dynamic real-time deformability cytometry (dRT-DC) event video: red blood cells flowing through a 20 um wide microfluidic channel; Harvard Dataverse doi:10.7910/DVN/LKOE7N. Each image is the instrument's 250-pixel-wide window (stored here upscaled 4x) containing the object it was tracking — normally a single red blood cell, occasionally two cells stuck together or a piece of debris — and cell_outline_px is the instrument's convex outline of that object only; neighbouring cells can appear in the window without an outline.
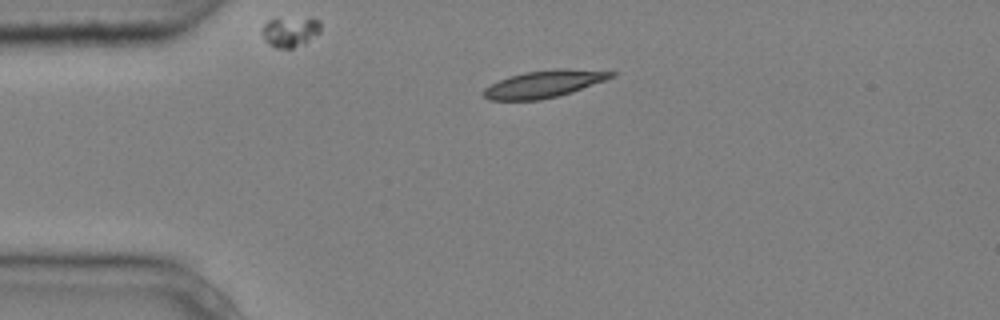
{"species": "common noctule bat (a hibernating species)", "species_latin": "Nyctalus noctula", "temperature_condition": "cold", "stored_images_in_passage": 1, "camera_frame_rate_fps": 3000, "um_per_image_px": 0.085, "animal": {"sex": "male", "body_mass_g": 20.4}, "frame": {"image": 1, "passage_image": 1, "time_ms": 0.0, "image_size_px": [1000, 320], "cell_outline_px": [[616, 76], [572, 92], [560, 96], [540, 100], [488, 100], [484, 96], [484, 88], [508, 76], [524, 72], [556, 68], [564, 68], [616, 72]], "centroid_in_image_um": [46.25, 7.13], "position_along_channel_um": 38.7, "area_um2": 20.23}}